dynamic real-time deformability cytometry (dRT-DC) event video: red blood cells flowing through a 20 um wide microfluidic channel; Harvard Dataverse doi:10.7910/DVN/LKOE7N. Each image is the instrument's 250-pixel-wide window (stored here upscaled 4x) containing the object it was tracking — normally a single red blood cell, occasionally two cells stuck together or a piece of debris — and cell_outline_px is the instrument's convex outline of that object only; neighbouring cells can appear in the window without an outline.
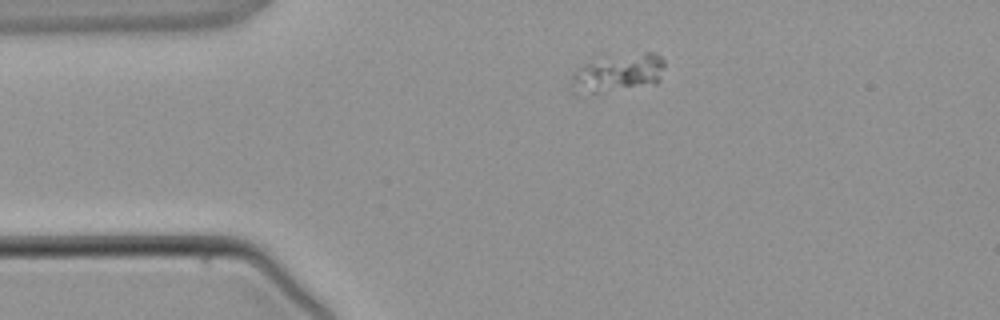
{"species": "common noctule bat (a hibernating species)", "species_latin": "Nyctalus noctula", "temperature_condition": "warm", "stored_images_in_passage": 2, "camera_frame_rate_fps": 3000, "um_per_image_px": 0.085, "animal": {"sex": "male", "body_mass_g": 21.5, "forearm_length_mm": 52.0}, "frame": {"image": 1, "passage_image": 1, "time_ms": 0.0, "image_size_px": [1000, 320], "cell_outline_px": [[664, 68], [660, 80], [656, 84], [576, 96], [572, 96], [572, 76], [584, 64], [644, 52], [652, 52], [660, 56], [664, 60]], "centroid_in_image_um": [52.55, 6.28], "position_along_channel_um": 32.5, "area_um2": 20.29}}